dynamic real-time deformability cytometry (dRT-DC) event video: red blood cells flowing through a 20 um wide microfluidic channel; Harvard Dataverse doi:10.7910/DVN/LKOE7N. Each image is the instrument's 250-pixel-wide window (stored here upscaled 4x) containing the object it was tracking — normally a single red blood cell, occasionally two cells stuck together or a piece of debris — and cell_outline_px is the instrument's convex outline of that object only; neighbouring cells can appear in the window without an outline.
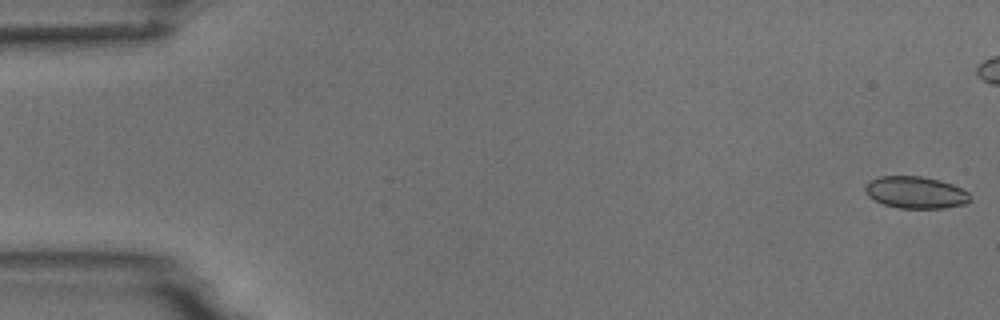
{"species": "common noctule bat (a hibernating species)", "species_latin": "Nyctalus noctula", "temperature_condition": "room temperature", "stored_images_in_passage": 4, "camera_frame_rate_fps": 3000, "um_per_image_px": 0.085, "animal": {"sex": "male", "body_mass_g": 18.8}, "frame": {"image": 1, "passage_image": 1, "time_ms": 0.0, "image_size_px": [1000, 320], "cell_outline_px": [[972, 200], [964, 204], [940, 208], [900, 208], [884, 204], [868, 196], [864, 192], [864, 188], [872, 180], [880, 176], [920, 176], [940, 180], [952, 184], [968, 192], [972, 196]], "centroid_in_image_um": [77.85, 16.35], "position_along_channel_um": 7.1, "area_um2": 19.42}}